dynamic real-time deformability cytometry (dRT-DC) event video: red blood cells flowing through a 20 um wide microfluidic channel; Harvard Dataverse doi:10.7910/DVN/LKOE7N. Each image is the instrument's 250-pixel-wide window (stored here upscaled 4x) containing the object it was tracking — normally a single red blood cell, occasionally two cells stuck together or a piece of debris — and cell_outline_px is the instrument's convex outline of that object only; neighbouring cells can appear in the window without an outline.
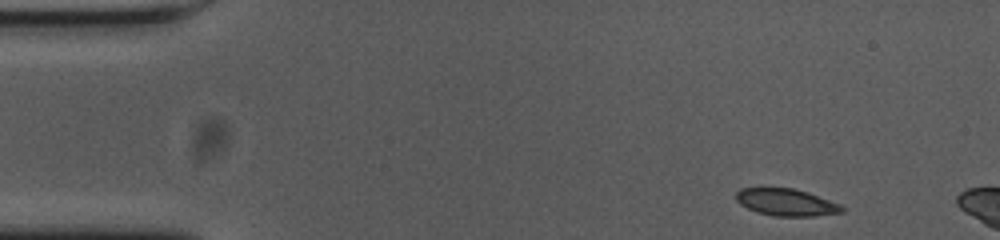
{"species": "common noctule bat (a hibernating species)", "species_latin": "Nyctalus noctula", "temperature_condition": "cold", "stored_images_in_passage": 10, "camera_frame_rate_fps": 3000, "um_per_image_px": 0.085, "animal": {"sex": "female", "body_mass_g": 23.0, "forearm_length_mm": 53.4}, "frame": {"image": 1, "passage_image": 1, "time_ms": 0.0, "image_size_px": [1000, 240], "cell_outline_px": [[848, 208], [844, 212], [816, 216], [776, 216], [756, 212], [740, 204], [736, 200], [736, 192], [740, 188], [792, 188], [808, 192], [840, 204]], "centroid_in_image_um": [66.87, 17.2], "position_along_channel_um": 18.1, "area_um2": 16.82}}